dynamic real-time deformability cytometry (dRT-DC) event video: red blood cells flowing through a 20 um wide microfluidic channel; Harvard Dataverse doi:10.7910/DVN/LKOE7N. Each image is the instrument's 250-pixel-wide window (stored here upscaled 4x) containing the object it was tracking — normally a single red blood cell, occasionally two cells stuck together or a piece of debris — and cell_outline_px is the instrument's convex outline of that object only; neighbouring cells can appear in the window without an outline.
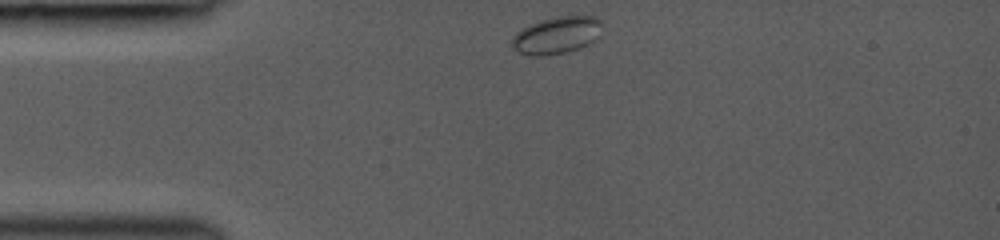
{"species": "common noctule bat (a hibernating species)", "species_latin": "Nyctalus noctula", "temperature_condition": "room temperature", "stored_images_in_passage": 35, "camera_frame_rate_fps": 3000, "um_per_image_px": 0.085, "animal": {"sex": "female", "body_mass_g": 19.0, "forearm_length_mm": 53.3}, "frame": {"image": 1, "passage_image": 1, "time_ms": 0.0, "image_size_px": [1000, 240], "cell_outline_px": [[600, 36], [588, 44], [580, 48], [564, 52], [544, 56], [528, 56], [512, 48], [512, 36], [520, 28], [528, 24], [560, 16], [596, 16], [600, 20]], "centroid_in_image_um": [47.28, 3.0], "position_along_channel_um": 37.7, "area_um2": 19.54}}
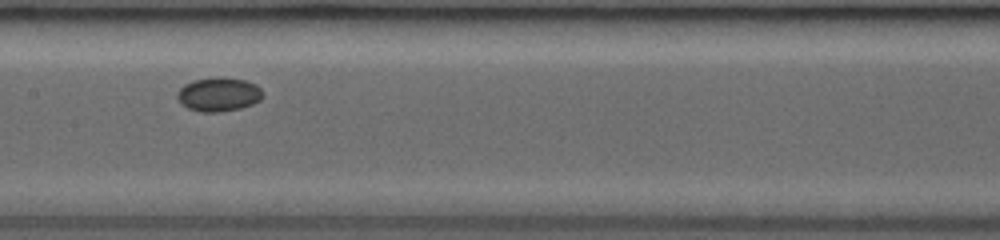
{"frame": {"image": 2, "passage_image": 15, "time_ms": 4.667, "image_size_px": [1000, 240], "cell_outline_px": [[264, 96], [260, 100], [252, 104], [240, 108], [220, 112], [200, 112], [188, 108], [180, 104], [176, 96], [176, 92], [184, 84], [192, 80], [244, 80], [256, 84], [264, 92]], "centroid_in_image_um": [18.57, 8.08], "position_along_channel_um": 188.8, "area_um2": 16.47}}
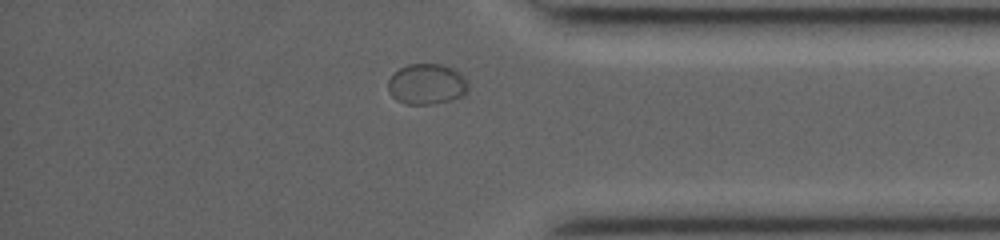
{"frame": {"image": 3, "passage_image": 31, "time_ms": 10.0, "image_size_px": [1000, 240], "cell_outline_px": [[468, 92], [464, 96], [452, 100], [432, 104], [404, 104], [396, 100], [388, 92], [388, 80], [400, 68], [408, 64], [440, 64], [452, 68], [460, 72], [464, 76], [468, 84]], "centroid_in_image_um": [36.3, 7.16], "position_along_channel_um": 398.9, "area_um2": 19.19}}